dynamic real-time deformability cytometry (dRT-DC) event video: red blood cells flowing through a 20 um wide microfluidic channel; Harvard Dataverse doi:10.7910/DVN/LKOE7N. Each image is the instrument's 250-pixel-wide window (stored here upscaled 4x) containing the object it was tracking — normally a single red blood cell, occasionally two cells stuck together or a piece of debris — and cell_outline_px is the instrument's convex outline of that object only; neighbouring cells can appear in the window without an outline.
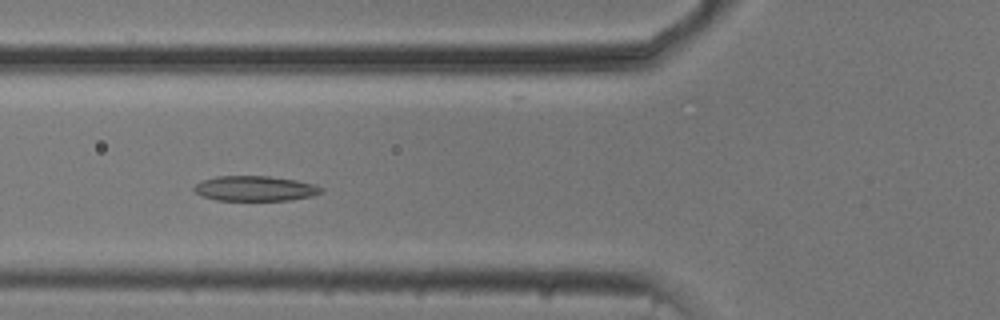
{"species": "common noctule bat (a hibernating species)", "species_latin": "Nyctalus noctula", "temperature_condition": "cold", "stored_images_in_passage": 52, "camera_frame_rate_fps": 3000, "um_per_image_px": 0.085, "animal": {"sex": "male", "body_mass_g": 20.5, "forearm_length_mm": 52.5}, "frame": {"image": 1, "passage_image": 18, "time_ms": 5.667, "image_size_px": [1000, 320], "cell_outline_px": [[324, 192], [312, 196], [292, 200], [216, 200], [200, 196], [192, 188], [200, 180], [216, 176], [268, 176], [296, 180], [316, 184], [324, 188]], "centroid_in_image_um": [21.69, 16.02], "position_along_channel_um": 104.1, "area_um2": 18.84}}
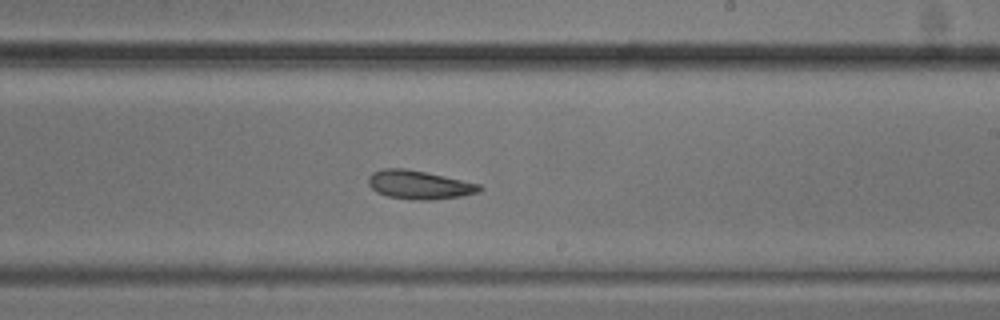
{"frame": {"image": 2, "passage_image": 30, "time_ms": 9.667, "image_size_px": [1000, 320], "cell_outline_px": [[484, 188], [476, 192], [460, 196], [432, 200], [412, 200], [388, 196], [376, 192], [368, 184], [368, 176], [372, 172], [384, 168], [404, 168], [444, 176], [480, 184]], "centroid_in_image_um": [35.59, 15.71], "position_along_channel_um": 253.4, "area_um2": 18.44}}
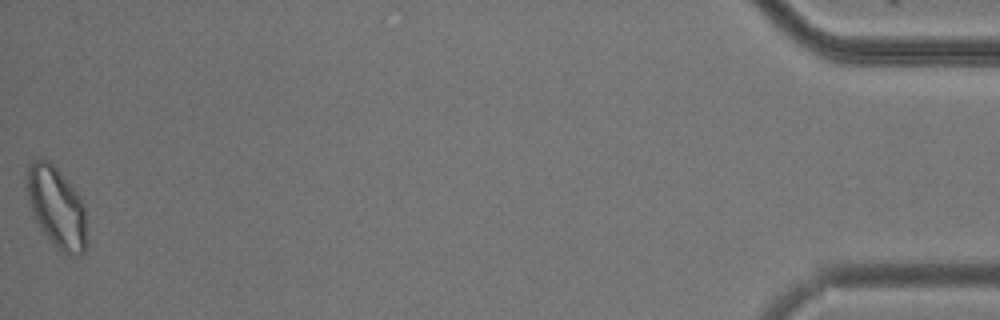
{"frame": {"image": 3, "passage_image": 52, "time_ms": 17.0, "image_size_px": [1000, 320], "cell_outline_px": [[88, 244], [84, 252], [80, 256], [68, 256], [56, 248], [40, 228], [32, 216], [28, 196], [28, 164], [40, 156], [48, 160], [60, 172], [80, 196], [84, 204]], "centroid_in_image_um": [4.85, 17.67], "position_along_channel_um": 430.4, "area_um2": 28.61}, "authors_computed_cell_mechanics": {"area_um2": 20.1433, "velocity_mm_per_s": 3.725, "shape_relaxation_time_tau1_ms": 5.9594, "shape_relaxation_time_tau2_ms": 7.3361, "deformation_change_tau1": 0.1243, "deformation_change_tau2": 0.1534}}